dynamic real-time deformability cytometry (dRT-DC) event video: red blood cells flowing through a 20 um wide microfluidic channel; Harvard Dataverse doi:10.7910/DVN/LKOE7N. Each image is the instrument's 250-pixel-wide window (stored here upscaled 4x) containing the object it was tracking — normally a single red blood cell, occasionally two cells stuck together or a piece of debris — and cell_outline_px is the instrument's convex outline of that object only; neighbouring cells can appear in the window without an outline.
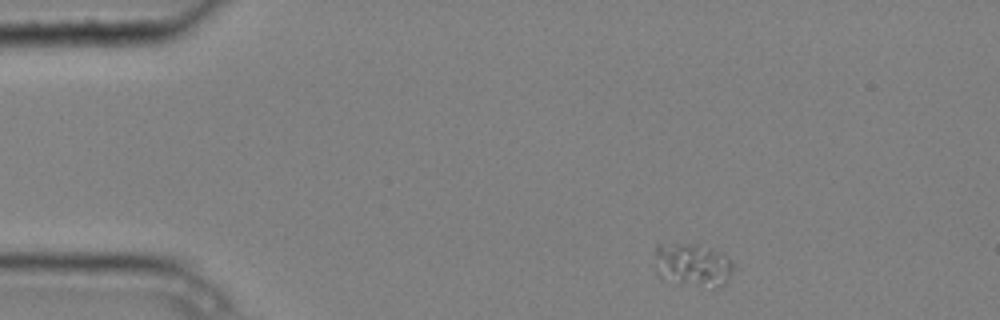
{"species": "common noctule bat (a hibernating species)", "species_latin": "Nyctalus noctula", "temperature_condition": "cold", "stored_images_in_passage": 3, "camera_frame_rate_fps": 3000, "um_per_image_px": 0.085, "animal": {"sex": "male", "body_mass_g": 20.4}, "frame": {"image": 1, "passage_image": 1, "time_ms": 0.0, "image_size_px": [1000, 320], "cell_outline_px": [[740, 268], [724, 284], [712, 288], [680, 284], [660, 280], [656, 252], [656, 244], [700, 244], [724, 252]], "centroid_in_image_um": [59.01, 22.53], "position_along_channel_um": 26.0, "area_um2": 20.63}}